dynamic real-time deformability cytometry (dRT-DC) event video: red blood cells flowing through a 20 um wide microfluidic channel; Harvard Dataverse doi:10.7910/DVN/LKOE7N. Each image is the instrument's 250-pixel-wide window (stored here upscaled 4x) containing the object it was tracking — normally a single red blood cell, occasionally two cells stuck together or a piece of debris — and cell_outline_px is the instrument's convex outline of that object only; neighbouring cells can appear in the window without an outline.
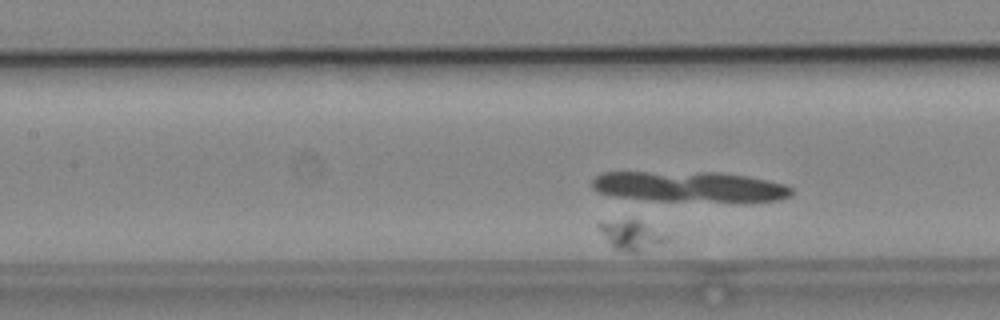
{"species": "common noctule bat (a hibernating species)", "species_latin": "Nyctalus noctula", "temperature_condition": "cold", "stored_images_in_passage": 37, "camera_frame_rate_fps": 3000, "um_per_image_px": 0.085, "animal": {"sex": "male", "body_mass_g": 19.2, "forearm_length_mm": 51.8}, "frame": {"image": 1, "passage_image": 10, "time_ms": 3.0, "image_size_px": [1000, 320], "cell_outline_px": [[668, 240], [640, 252], [628, 252], [616, 248], [608, 240], [600, 228], [600, 224], [624, 220], [636, 220], [668, 236]], "centroid_in_image_um": [53.73, 20.02], "position_along_channel_um": 153.7, "area_um2": 10.64}}
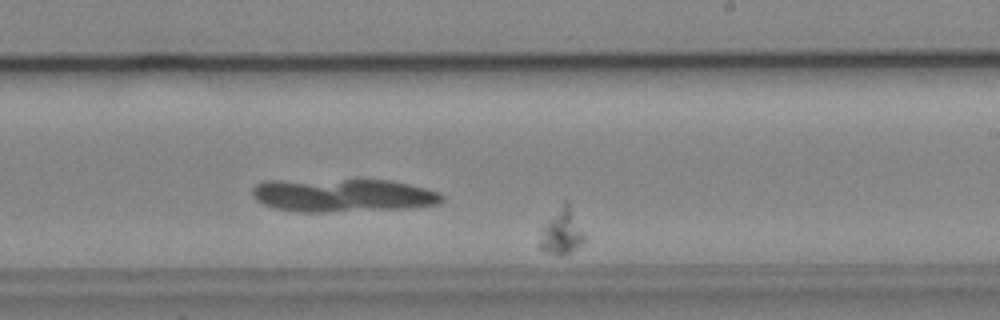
{"frame": {"image": 2, "passage_image": 19, "time_ms": 6.0, "image_size_px": [1000, 320], "cell_outline_px": [[584, 240], [576, 248], [560, 256], [556, 256], [540, 248], [536, 244], [548, 220], [564, 200], [568, 200], [584, 232]], "centroid_in_image_um": [47.74, 19.69], "position_along_channel_um": 241.3, "area_um2": 11.73}}
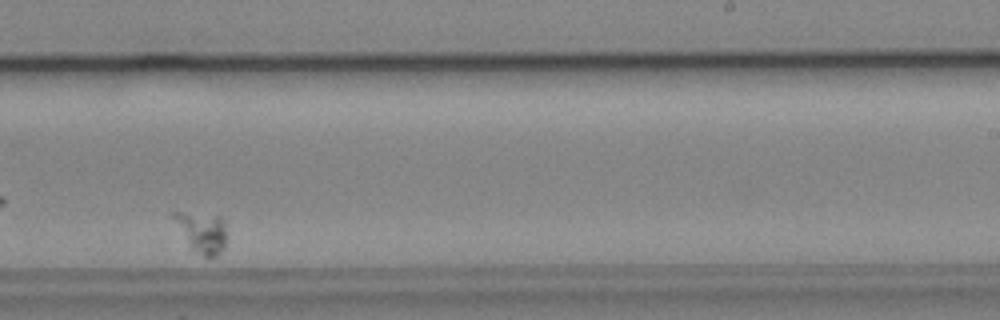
{"frame": {"image": 3, "passage_image": 22, "time_ms": 7.0, "image_size_px": [1000, 320], "cell_outline_px": [[224, 248], [216, 256], [204, 256], [192, 248], [172, 216], [172, 212], [180, 212], [220, 216], [224, 228]], "centroid_in_image_um": [17.17, 19.72], "position_along_channel_um": 271.8, "area_um2": 11.62}}